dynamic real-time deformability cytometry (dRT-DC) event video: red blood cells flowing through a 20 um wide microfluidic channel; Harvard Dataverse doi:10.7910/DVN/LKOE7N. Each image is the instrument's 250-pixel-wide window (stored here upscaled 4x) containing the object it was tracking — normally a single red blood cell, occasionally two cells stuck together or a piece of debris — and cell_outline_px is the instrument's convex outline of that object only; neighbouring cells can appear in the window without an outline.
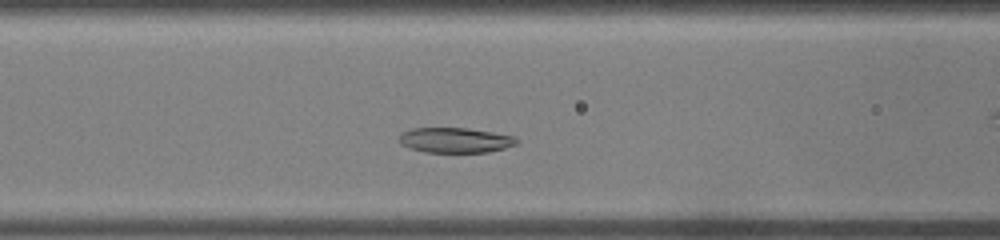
{"species": "common noctule bat (a hibernating species)", "species_latin": "Nyctalus noctula", "temperature_condition": "warm", "stored_images_in_passage": 31, "camera_frame_rate_fps": 3000, "um_per_image_px": 0.085, "animal": {"sex": "male", "body_mass_g": 19.0, "forearm_length_mm": 50.8}, "frame": {"image": 1, "passage_image": 12, "time_ms": 3.667, "image_size_px": [1000, 240], "cell_outline_px": [[520, 140], [516, 144], [504, 148], [488, 152], [424, 152], [408, 148], [400, 144], [400, 136], [404, 132], [412, 128], [468, 128], [492, 132], [512, 136]], "centroid_in_image_um": [38.68, 11.92], "position_along_channel_um": 127.9, "area_um2": 17.11}}
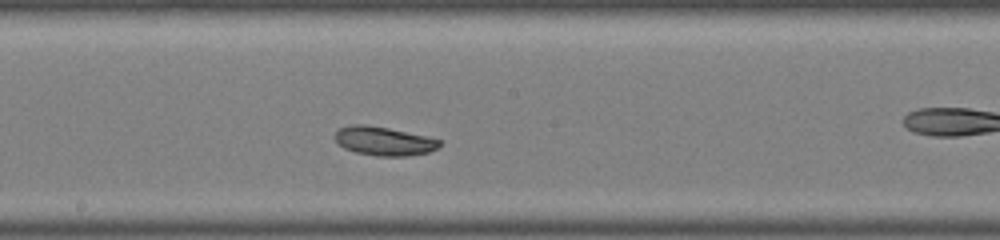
{"frame": {"image": 2, "passage_image": 17, "time_ms": 5.333, "image_size_px": [1000, 240], "cell_outline_px": [[440, 144], [436, 148], [428, 152], [408, 156], [376, 156], [356, 152], [344, 148], [332, 136], [340, 128], [352, 124], [368, 124], [388, 128], [424, 136], [440, 140]], "centroid_in_image_um": [32.58, 11.99], "position_along_channel_um": 215.6, "area_um2": 17.4}}
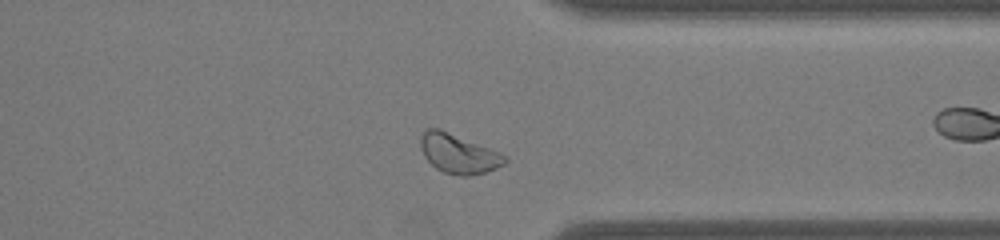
{"frame": {"image": 3, "passage_image": 26, "time_ms": 8.333, "image_size_px": [1000, 240], "cell_outline_px": [[508, 160], [504, 164], [496, 168], [484, 172], [468, 176], [460, 176], [444, 172], [436, 168], [424, 156], [420, 148], [420, 136], [428, 128], [440, 128], [500, 152]], "centroid_in_image_um": [38.95, 13.05], "position_along_channel_um": 372.4, "area_um2": 19.25}}